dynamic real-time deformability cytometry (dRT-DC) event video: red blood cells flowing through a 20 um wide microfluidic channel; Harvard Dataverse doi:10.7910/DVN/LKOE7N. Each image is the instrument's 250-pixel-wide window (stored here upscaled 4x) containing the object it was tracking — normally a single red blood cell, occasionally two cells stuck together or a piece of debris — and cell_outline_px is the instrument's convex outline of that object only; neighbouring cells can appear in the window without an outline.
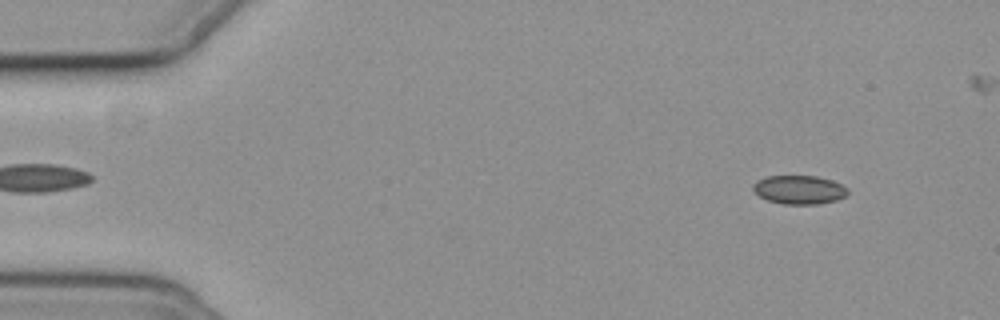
{"species": "common noctule bat (a hibernating species)", "species_latin": "Nyctalus noctula", "temperature_condition": "cold", "stored_images_in_passage": 52, "camera_frame_rate_fps": 3000, "um_per_image_px": 0.085, "animal": {"sex": "female", "body_mass_g": 19.3, "forearm_length_mm": 54.1}, "frame": {"image": 1, "passage_image": 6, "time_ms": 1.667, "image_size_px": [1000, 320], "cell_outline_px": [[848, 192], [844, 196], [836, 200], [820, 204], [784, 204], [768, 200], [760, 196], [752, 188], [752, 184], [756, 180], [764, 176], [816, 176], [832, 180], [848, 188]], "centroid_in_image_um": [67.91, 16.12], "position_along_channel_um": 17.1, "area_um2": 15.84}}
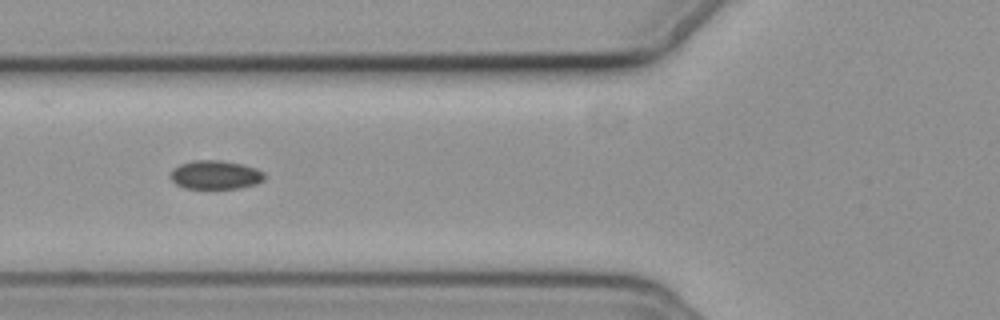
{"frame": {"image": 2, "passage_image": 22, "time_ms": 7.0, "image_size_px": [1000, 320], "cell_outline_px": [[264, 180], [256, 184], [240, 188], [184, 188], [176, 184], [172, 180], [172, 168], [180, 164], [192, 160], [220, 160], [240, 164], [256, 168], [264, 172]], "centroid_in_image_um": [18.31, 14.86], "position_along_channel_um": 107.5, "area_um2": 15.66}}
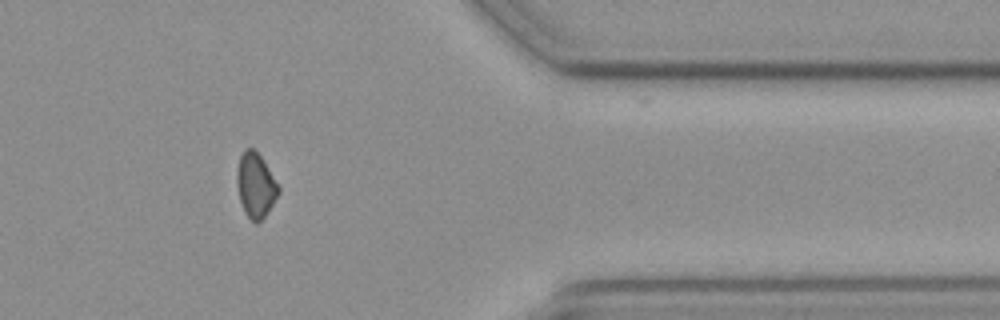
{"frame": {"image": 3, "passage_image": 47, "time_ms": 15.333, "image_size_px": [1000, 320], "cell_outline_px": [[280, 192], [264, 216], [256, 224], [244, 212], [240, 200], [236, 184], [236, 172], [240, 156], [244, 148], [252, 148], [260, 156], [280, 188]], "centroid_in_image_um": [21.7, 15.74], "position_along_channel_um": 389.7, "area_um2": 15.37}}